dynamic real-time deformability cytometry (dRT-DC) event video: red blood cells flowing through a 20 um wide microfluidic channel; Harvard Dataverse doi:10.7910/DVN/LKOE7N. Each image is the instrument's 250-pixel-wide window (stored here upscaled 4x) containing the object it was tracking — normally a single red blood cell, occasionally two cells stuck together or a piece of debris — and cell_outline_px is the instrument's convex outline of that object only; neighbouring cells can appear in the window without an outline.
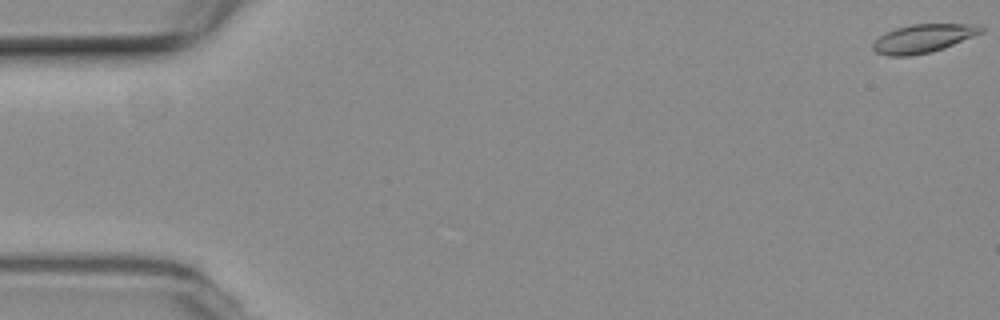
{"species": "common noctule bat (a hibernating species)", "species_latin": "Nyctalus noctula", "temperature_condition": "room temperature", "stored_images_in_passage": 4, "camera_frame_rate_fps": 3000, "um_per_image_px": 0.085, "animal": {"sex": "female", "body_mass_g": 19.3, "forearm_length_mm": 54.1}, "frame": {"image": 1, "passage_image": 1, "time_ms": 0.0, "image_size_px": [1000, 320], "cell_outline_px": [[984, 32], [944, 48], [932, 52], [908, 56], [888, 56], [876, 52], [872, 48], [872, 44], [880, 36], [896, 28], [912, 24], [980, 24], [984, 28]], "centroid_in_image_um": [78.51, 3.27], "position_along_channel_um": 6.5, "area_um2": 17.92}}
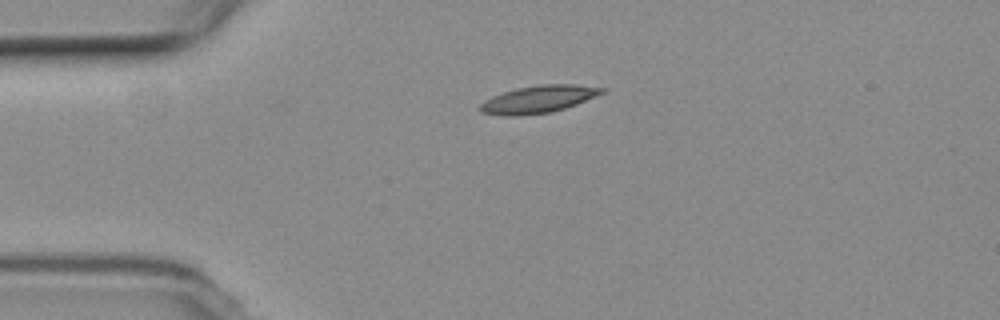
{"frame": {"image": 2, "passage_image": 4, "time_ms": 4.333, "image_size_px": [1000, 320], "cell_outline_px": [[604, 92], [596, 96], [576, 104], [552, 112], [520, 116], [504, 116], [480, 112], [480, 104], [484, 100], [492, 96], [516, 88], [540, 84], [576, 84], [604, 88]], "centroid_in_image_um": [45.74, 8.44], "position_along_channel_um": 39.3, "area_um2": 19.42}}